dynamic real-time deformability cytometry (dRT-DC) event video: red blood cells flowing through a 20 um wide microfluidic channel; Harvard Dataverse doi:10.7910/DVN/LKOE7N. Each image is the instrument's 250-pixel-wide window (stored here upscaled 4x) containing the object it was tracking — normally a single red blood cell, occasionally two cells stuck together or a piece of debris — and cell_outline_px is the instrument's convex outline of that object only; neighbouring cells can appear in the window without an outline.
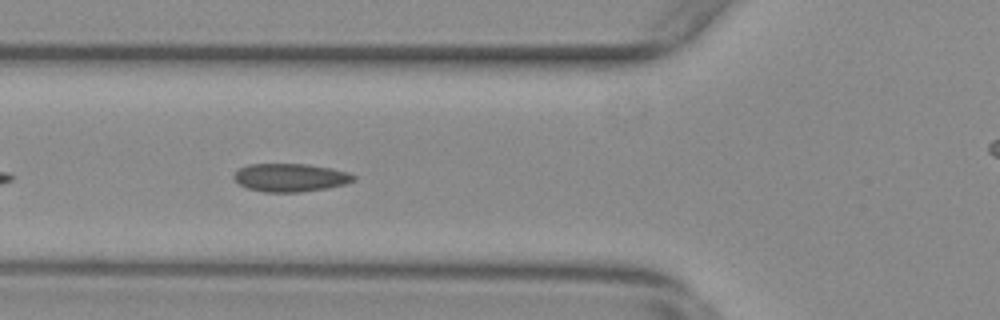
{"species": "common noctule bat (a hibernating species)", "species_latin": "Nyctalus noctula", "temperature_condition": "warm", "stored_images_in_passage": 42, "camera_frame_rate_fps": 3000, "um_per_image_px": 0.085, "animal": {"sex": "female", "body_mass_g": 29.2, "forearm_length_mm": 56.3}, "frame": {"image": 1, "passage_image": 6, "time_ms": 1.667, "image_size_px": [1000, 320], "cell_outline_px": [[356, 180], [344, 184], [328, 188], [300, 192], [264, 192], [248, 188], [240, 184], [232, 176], [240, 168], [248, 164], [308, 164], [332, 168], [348, 172], [356, 176]], "centroid_in_image_um": [24.71, 15.09], "position_along_channel_um": 101.1, "area_um2": 19.65}}
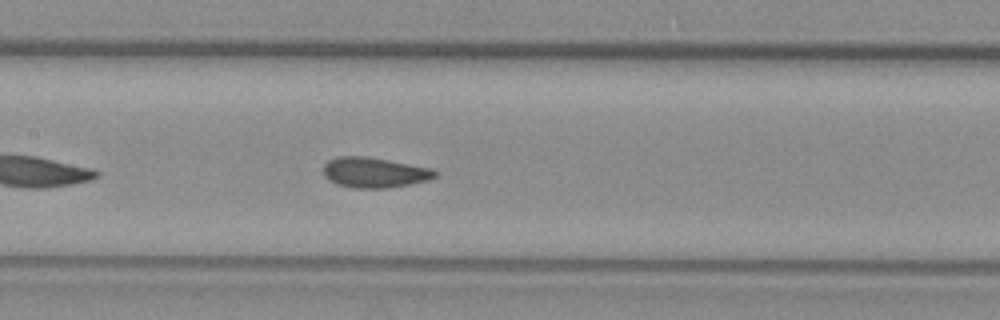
{"frame": {"image": 2, "passage_image": 12, "time_ms": 3.667, "image_size_px": [1000, 320], "cell_outline_px": [[436, 176], [428, 180], [388, 188], [352, 188], [336, 184], [328, 180], [324, 176], [324, 164], [328, 160], [340, 156], [364, 156], [388, 160], [432, 168], [436, 172]], "centroid_in_image_um": [31.79, 14.66], "position_along_channel_um": 175.6, "area_um2": 19.65}}
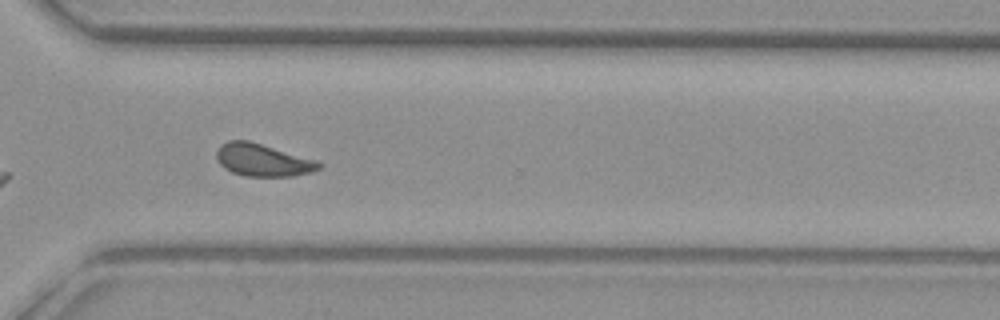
{"frame": {"image": 3, "passage_image": 26, "time_ms": 8.333, "image_size_px": [1000, 320], "cell_outline_px": [[324, 164], [320, 168], [312, 172], [292, 176], [244, 176], [232, 172], [224, 168], [216, 160], [216, 152], [220, 144], [228, 140], [248, 140], [316, 160]], "centroid_in_image_um": [22.31, 13.6], "position_along_channel_um": 348.3, "area_um2": 19.42}, "authors_computed_cell_mechanics": {"area_um2": 19.1607, "velocity_mm_per_s": 3.7083, "shape_relaxation_time_tau1_ms": 9.2009, "shape_relaxation_time_tau2_ms": 1.5496, "deformation_change_tau1": 0.1465, "deformation_change_tau2": 0.05}}